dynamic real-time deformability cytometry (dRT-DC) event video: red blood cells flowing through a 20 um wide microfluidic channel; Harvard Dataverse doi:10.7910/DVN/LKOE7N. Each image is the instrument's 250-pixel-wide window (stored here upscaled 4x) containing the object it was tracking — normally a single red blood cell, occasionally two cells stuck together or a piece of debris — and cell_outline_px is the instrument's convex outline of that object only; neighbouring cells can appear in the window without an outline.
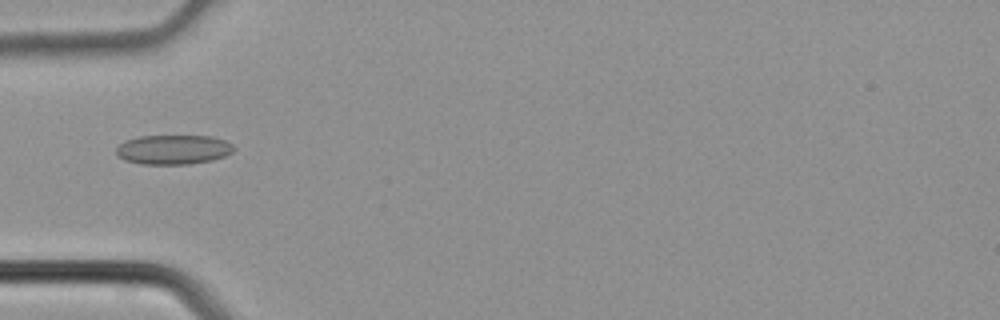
{"species": "common noctule bat (a hibernating species)", "species_latin": "Nyctalus noctula", "temperature_condition": "cold", "stored_images_in_passage": 4, "camera_frame_rate_fps": 3000, "um_per_image_px": 0.085, "animal": {"sex": "male", "body_mass_g": 21.5, "forearm_length_mm": 52.0}, "frame": {"image": 1, "passage_image": 4, "time_ms": 1.0, "image_size_px": [1000, 320], "cell_outline_px": [[236, 148], [232, 152], [224, 156], [212, 160], [188, 164], [140, 164], [124, 160], [116, 156], [116, 148], [124, 140], [140, 136], [212, 136], [224, 140], [232, 144]], "centroid_in_image_um": [14.71, 12.71], "position_along_channel_um": 70.3, "area_um2": 20.35}}